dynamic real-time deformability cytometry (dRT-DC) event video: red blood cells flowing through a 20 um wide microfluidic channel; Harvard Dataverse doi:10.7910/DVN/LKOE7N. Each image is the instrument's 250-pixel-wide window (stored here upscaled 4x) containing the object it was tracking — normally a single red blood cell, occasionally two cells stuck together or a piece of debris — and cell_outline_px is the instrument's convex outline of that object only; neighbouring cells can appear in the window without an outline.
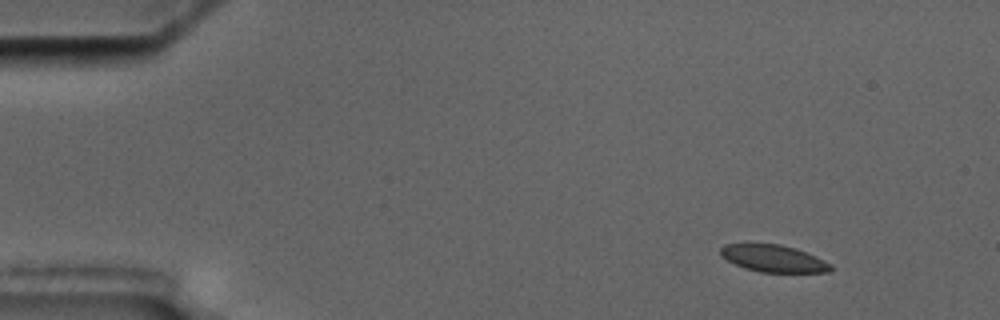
{"species": "common noctule bat (a hibernating species)", "species_latin": "Nyctalus noctula", "temperature_condition": "cold", "stored_images_in_passage": 4, "camera_frame_rate_fps": 3000, "um_per_image_px": 0.085, "animal": {"sex": "male", "body_mass_g": 17.5, "forearm_length_mm": 52.3}, "frame": {"image": 1, "passage_image": 1, "time_ms": 0.0, "image_size_px": [1000, 320], "cell_outline_px": [[832, 268], [828, 272], [760, 272], [744, 268], [720, 256], [720, 248], [724, 244], [780, 244], [796, 248], [816, 256], [832, 264]], "centroid_in_image_um": [65.75, 21.97], "position_along_channel_um": 19.3, "area_um2": 17.34}}
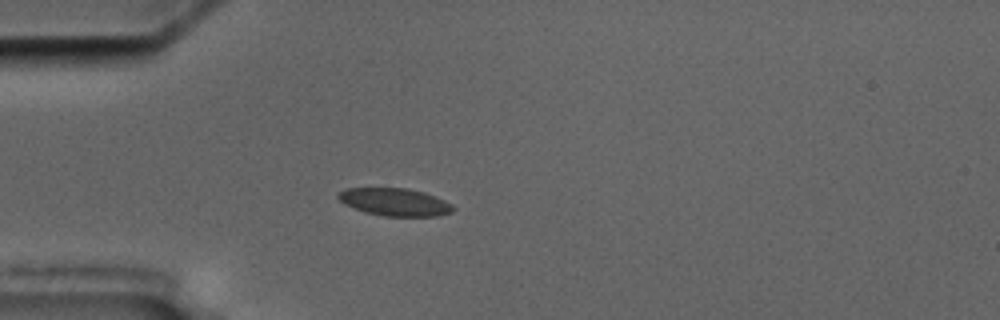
{"frame": {"image": 2, "passage_image": 4, "time_ms": 3.333, "image_size_px": [1000, 320], "cell_outline_px": [[456, 208], [452, 212], [436, 216], [384, 216], [364, 212], [344, 204], [336, 196], [344, 188], [408, 188], [424, 192], [444, 200], [452, 204]], "centroid_in_image_um": [33.56, 17.17], "position_along_channel_um": 51.4, "area_um2": 18.55}}